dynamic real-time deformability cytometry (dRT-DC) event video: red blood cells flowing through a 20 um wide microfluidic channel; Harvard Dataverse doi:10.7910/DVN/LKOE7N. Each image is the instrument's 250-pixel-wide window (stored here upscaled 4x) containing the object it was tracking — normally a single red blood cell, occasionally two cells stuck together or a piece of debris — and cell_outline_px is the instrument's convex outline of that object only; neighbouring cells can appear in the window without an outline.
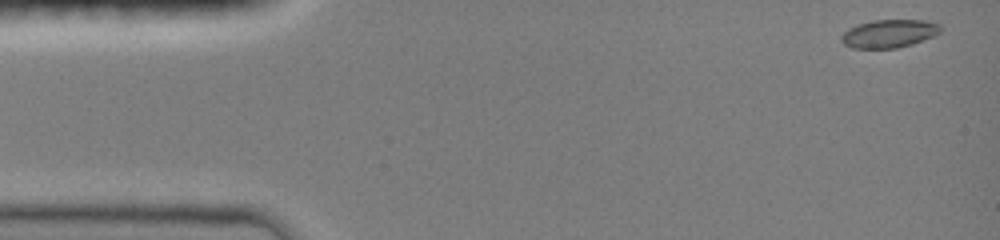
{"species": "common noctule bat (a hibernating species)", "species_latin": "Nyctalus noctula", "temperature_condition": "room temperature", "stored_images_in_passage": 45, "camera_frame_rate_fps": 3000, "um_per_image_px": 0.085, "animal": {"sex": "female", "body_mass_g": 19.0, "forearm_length_mm": 51.5}, "frame": {"image": 1, "passage_image": 1, "time_ms": 0.0, "image_size_px": [1000, 240], "cell_outline_px": [[940, 32], [932, 36], [912, 44], [896, 48], [852, 48], [844, 44], [840, 40], [840, 36], [848, 28], [856, 24], [872, 20], [924, 20], [940, 24]], "centroid_in_image_um": [75.52, 2.85], "position_along_channel_um": 9.5, "area_um2": 16.24}}
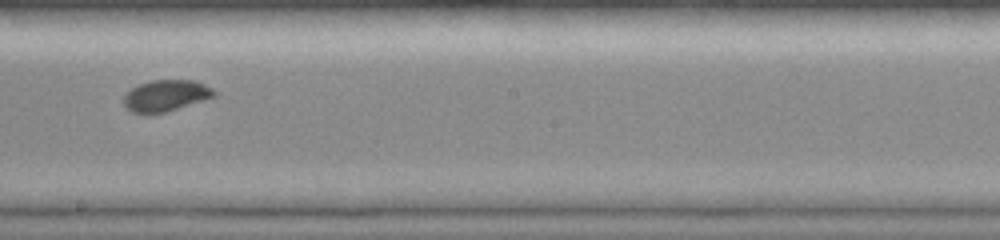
{"frame": {"image": 2, "passage_image": 26, "time_ms": 8.333, "image_size_px": [1000, 240], "cell_outline_px": [[216, 96], [164, 112], [132, 112], [124, 104], [124, 96], [132, 88], [140, 84], [152, 80], [196, 80], [212, 88], [216, 92]], "centroid_in_image_um": [14.13, 8.1], "position_along_channel_um": 234.1, "area_um2": 16.07}}
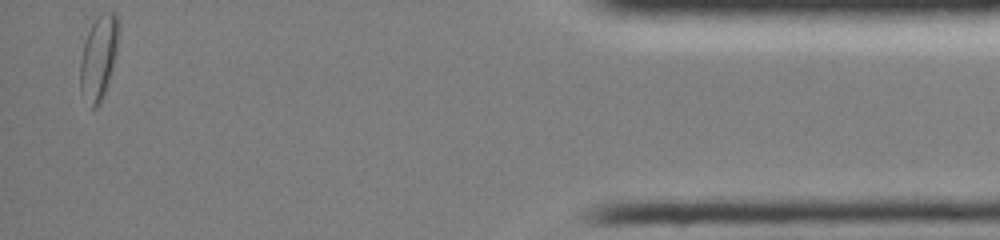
{"frame": {"image": 3, "passage_image": 45, "time_ms": 14.667, "image_size_px": [1000, 240], "cell_outline_px": [[116, 52], [108, 84], [104, 96], [96, 108], [92, 108], [80, 92], [80, 60], [84, 44], [88, 32], [96, 16], [100, 12], [116, 12]], "centroid_in_image_um": [8.35, 4.93], "position_along_channel_um": 426.9, "area_um2": 18.44}, "authors_computed_cell_mechanics": {"area_um2": 16.3574, "velocity_mm_per_s": 4.0419, "shape_relaxation_time_tau1_ms": 5.1545, "shape_relaxation_time_tau2_ms": null, "deformation_change_tau1": 0.1127, "deformation_change_tau2": null}}